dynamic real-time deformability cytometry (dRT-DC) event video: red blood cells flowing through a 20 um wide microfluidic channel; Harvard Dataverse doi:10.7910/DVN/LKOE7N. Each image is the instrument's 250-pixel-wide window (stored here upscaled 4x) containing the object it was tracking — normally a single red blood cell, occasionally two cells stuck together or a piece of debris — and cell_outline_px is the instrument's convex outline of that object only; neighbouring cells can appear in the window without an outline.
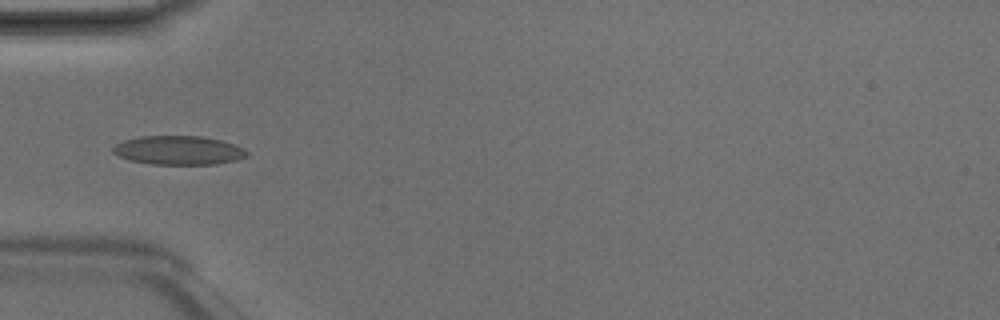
{"species": "Egyptian fruit bat (a non-hibernating species)", "species_latin": "Rousettus aegyptiacus", "temperature_condition": "room temperature", "stored_images_in_passage": 5, "camera_frame_rate_fps": 3000, "um_per_image_px": 0.085, "animal": {"sex": "male"}, "frame": {"image": 1, "passage_image": 4, "time_ms": 1.0, "image_size_px": [1000, 320], "cell_outline_px": [[248, 156], [236, 160], [216, 164], [148, 164], [128, 160], [112, 152], [112, 148], [116, 144], [124, 140], [140, 136], [200, 136], [220, 140], [244, 148], [248, 152]], "centroid_in_image_um": [15.16, 12.78], "position_along_channel_um": 69.8, "area_um2": 22.54}}